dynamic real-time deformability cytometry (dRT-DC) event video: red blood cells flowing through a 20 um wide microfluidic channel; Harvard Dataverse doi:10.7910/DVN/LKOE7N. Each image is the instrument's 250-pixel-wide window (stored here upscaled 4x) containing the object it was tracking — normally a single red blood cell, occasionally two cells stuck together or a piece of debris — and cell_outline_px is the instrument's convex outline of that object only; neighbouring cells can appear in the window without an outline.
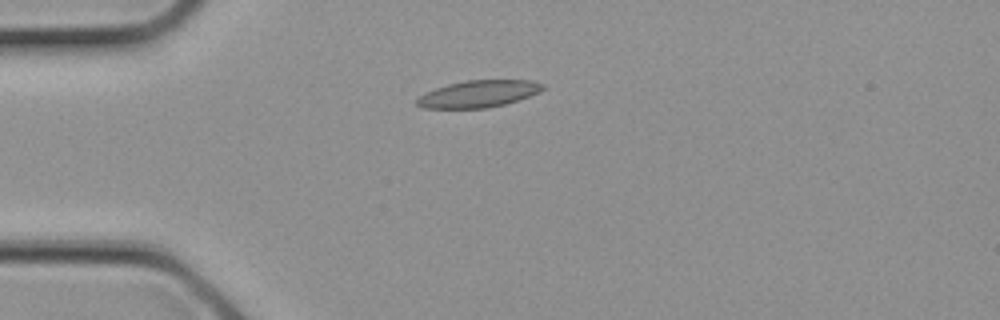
{"species": "common noctule bat (a hibernating species)", "species_latin": "Nyctalus noctula", "temperature_condition": "cold", "stored_images_in_passage": 4, "camera_frame_rate_fps": 3000, "um_per_image_px": 0.085, "animal": {"sex": "female", "body_mass_g": 21.9}, "frame": {"image": 1, "passage_image": 1, "time_ms": 0.0, "image_size_px": [1000, 320], "cell_outline_px": [[544, 88], [540, 92], [504, 104], [484, 108], [424, 108], [416, 104], [416, 100], [420, 96], [436, 88], [448, 84], [468, 80], [532, 80], [544, 84]], "centroid_in_image_um": [40.69, 7.97], "position_along_channel_um": 44.3, "area_um2": 19.48}}
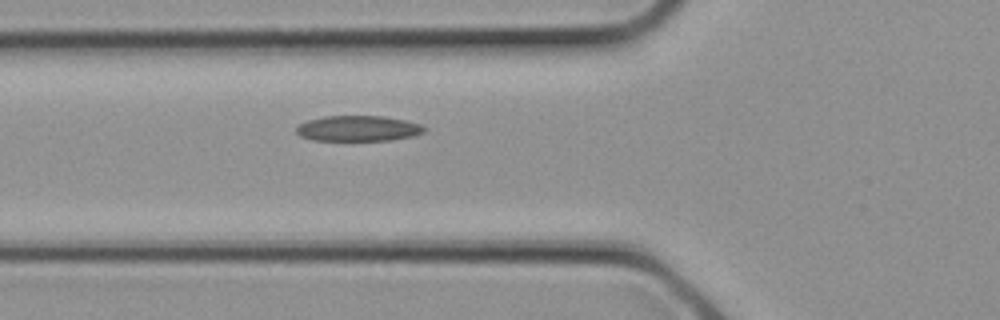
{"frame": {"image": 2, "passage_image": 4, "time_ms": 1.0, "image_size_px": [1000, 320], "cell_outline_px": [[424, 132], [412, 136], [392, 140], [312, 140], [300, 136], [296, 132], [296, 128], [300, 124], [308, 120], [324, 116], [380, 116], [404, 120], [420, 124], [424, 128]], "centroid_in_image_um": [30.41, 10.92], "position_along_channel_um": 95.4, "area_um2": 18.84}}